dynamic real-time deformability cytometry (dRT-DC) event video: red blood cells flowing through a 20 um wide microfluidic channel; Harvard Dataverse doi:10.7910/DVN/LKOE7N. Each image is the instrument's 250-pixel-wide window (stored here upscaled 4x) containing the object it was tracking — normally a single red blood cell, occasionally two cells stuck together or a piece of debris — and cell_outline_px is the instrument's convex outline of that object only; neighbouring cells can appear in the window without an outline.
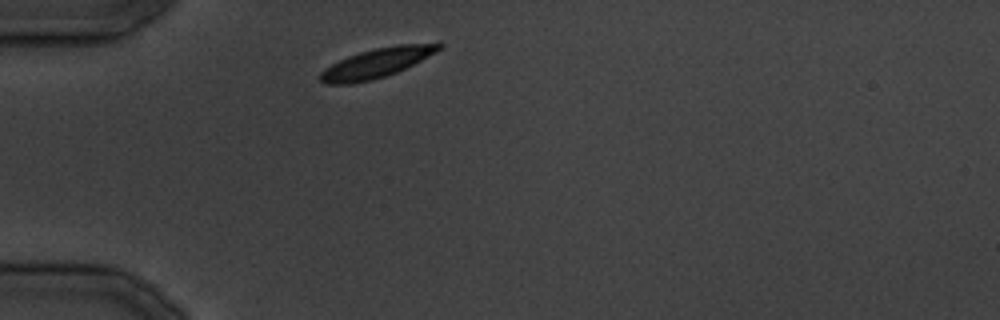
{"species": "common noctule bat (a hibernating species)", "species_latin": "Nyctalus noctula", "temperature_condition": "cold", "stored_images_in_passage": 5, "camera_frame_rate_fps": 3000, "um_per_image_px": 0.085, "animal": {"sex": "male", "body_mass_g": 19.5, "forearm_length_mm": 54.6}, "frame": {"image": 1, "passage_image": 1, "time_ms": 0.0, "image_size_px": [1000, 320], "cell_outline_px": [[444, 48], [396, 72], [372, 80], [352, 84], [324, 84], [320, 80], [320, 72], [324, 68], [348, 56], [360, 52], [376, 48], [396, 44], [440, 40], [444, 44]], "centroid_in_image_um": [32.11, 5.31], "position_along_channel_um": 52.9, "area_um2": 20.75}}